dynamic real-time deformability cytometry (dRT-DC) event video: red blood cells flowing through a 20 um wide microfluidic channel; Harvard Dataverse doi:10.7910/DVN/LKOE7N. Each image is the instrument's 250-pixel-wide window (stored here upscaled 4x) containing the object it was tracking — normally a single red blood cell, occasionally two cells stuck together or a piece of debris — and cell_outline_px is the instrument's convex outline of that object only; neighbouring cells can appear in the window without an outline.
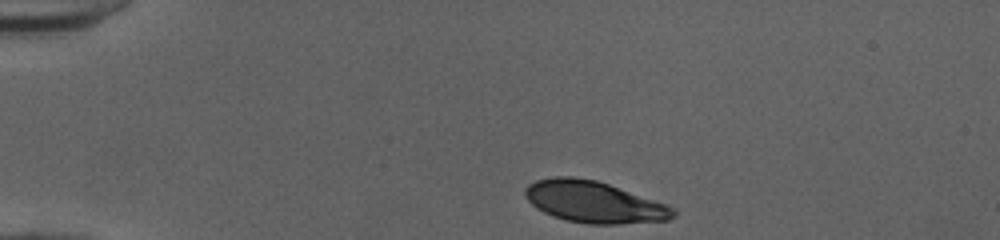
{"species": "human", "species_latin": "Homo sapiens", "temperature_condition": "cold", "stored_images_in_passage": 34, "camera_frame_rate_fps": 3000, "um_per_image_px": 0.085, "donor": {"sex": "female"}, "frame": {"image": 1, "passage_image": 1, "time_ms": 0.0, "image_size_px": [1000, 240], "cell_outline_px": [[676, 216], [668, 220], [620, 224], [588, 224], [564, 220], [552, 216], [536, 208], [524, 196], [524, 188], [528, 184], [536, 180], [556, 176], [572, 176], [596, 180], [668, 204], [676, 208]], "centroid_in_image_um": [50.49, 17.17], "position_along_channel_um": 34.5, "area_um2": 36.18}}
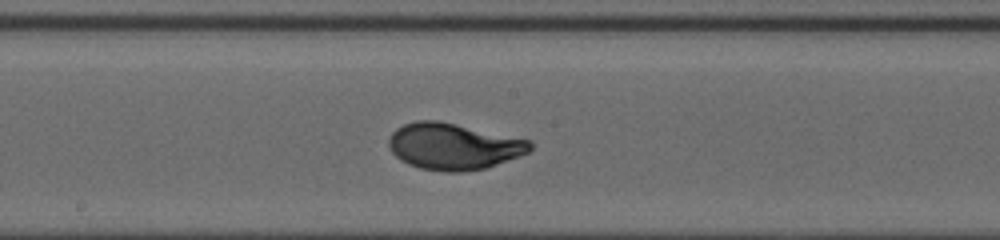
{"frame": {"image": 2, "passage_image": 19, "time_ms": 6.0, "image_size_px": [1000, 240], "cell_outline_px": [[532, 148], [528, 152], [520, 156], [484, 168], [460, 172], [444, 172], [420, 168], [408, 164], [400, 160], [392, 152], [388, 144], [388, 140], [392, 132], [396, 128], [404, 124], [416, 120], [436, 120], [532, 140]], "centroid_in_image_um": [38.53, 12.44], "position_along_channel_um": 209.7, "area_um2": 38.21}}
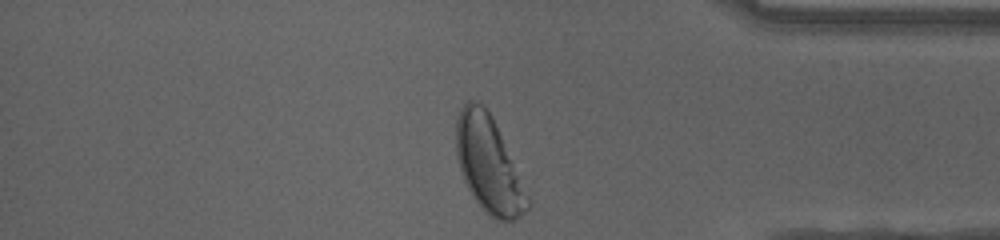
{"frame": {"image": 3, "passage_image": 34, "time_ms": 11.0, "image_size_px": [1000, 240], "cell_outline_px": [[532, 204], [516, 220], [496, 220], [484, 212], [472, 196], [460, 172], [456, 156], [456, 116], [460, 108], [468, 100], [472, 100], [480, 104], [488, 112], [532, 200]], "centroid_in_image_um": [41.52, 14.05], "position_along_channel_um": 393.7, "area_um2": 39.54}, "authors_computed_cell_mechanics": {"area_um2": 37.2521, "velocity_mm_per_s": 3.9923, "shape_relaxation_time_tau1_ms": 2.7881, "shape_relaxation_time_tau2_ms": null, "deformation_change_tau1": 0.1497, "deformation_change_tau2": null}}